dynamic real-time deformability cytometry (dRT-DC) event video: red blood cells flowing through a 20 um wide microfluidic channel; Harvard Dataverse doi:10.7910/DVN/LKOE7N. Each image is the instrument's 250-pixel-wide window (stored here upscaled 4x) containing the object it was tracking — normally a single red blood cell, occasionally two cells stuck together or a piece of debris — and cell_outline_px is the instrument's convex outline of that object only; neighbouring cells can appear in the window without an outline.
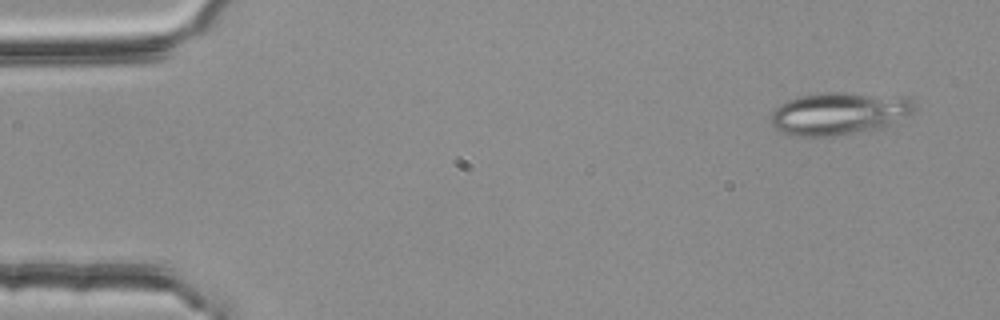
{"species": "common noctule bat (a hibernating species)", "species_latin": "Nyctalus noctula", "temperature_condition": "room temperature", "stored_images_in_passage": 3, "camera_frame_rate_fps": 3000, "um_per_image_px": 0.085, "animal": {"sex": "female", "body_mass_g": 25.1}, "frame": {"image": 1, "passage_image": 1, "time_ms": 0.0, "image_size_px": [1000, 320], "cell_outline_px": [[916, 112], [912, 116], [892, 124], [876, 128], [832, 136], [792, 136], [780, 132], [768, 120], [772, 112], [780, 104], [788, 100], [800, 96], [824, 92], [840, 92], [908, 96], [916, 104]], "centroid_in_image_um": [71.37, 9.63], "position_along_channel_um": 13.6, "area_um2": 36.13}}